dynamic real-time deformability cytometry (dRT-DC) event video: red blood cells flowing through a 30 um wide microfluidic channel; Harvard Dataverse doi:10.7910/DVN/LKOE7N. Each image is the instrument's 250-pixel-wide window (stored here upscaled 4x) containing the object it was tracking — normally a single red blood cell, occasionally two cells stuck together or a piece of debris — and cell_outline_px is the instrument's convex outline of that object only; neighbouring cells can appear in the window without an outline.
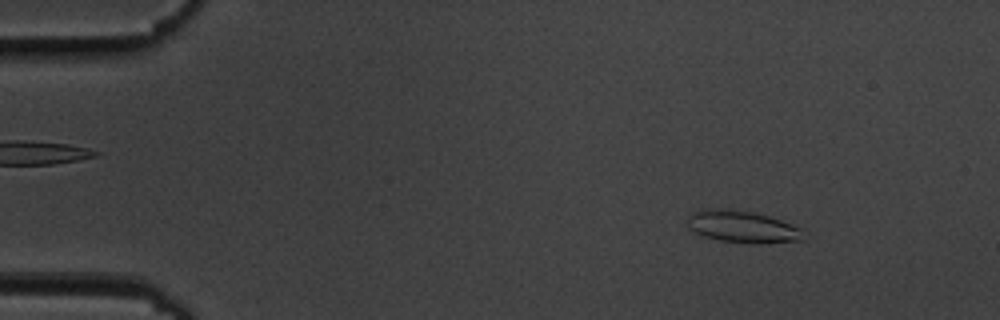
{"species": "common noctule bat (a hibernating species)", "species_latin": "Nyctalus noctula", "temperature_condition": "cold", "stored_images_in_passage": 55, "camera_frame_rate_fps": 3000, "um_per_image_px": 0.085, "animal": {"sex": "male", "body_mass_g": 19.5, "forearm_length_mm": 54.6}, "frame": {"image": 1, "passage_image": 6, "time_ms": 1.667, "image_size_px": [1000, 320], "cell_outline_px": [[804, 240], [760, 244], [720, 240], [704, 236], [688, 228], [688, 216], [696, 212], [708, 208], [720, 208], [752, 212], [768, 216], [780, 220], [800, 228]], "centroid_in_image_um": [63.1, 19.28], "position_along_channel_um": 21.9, "area_um2": 21.27}}
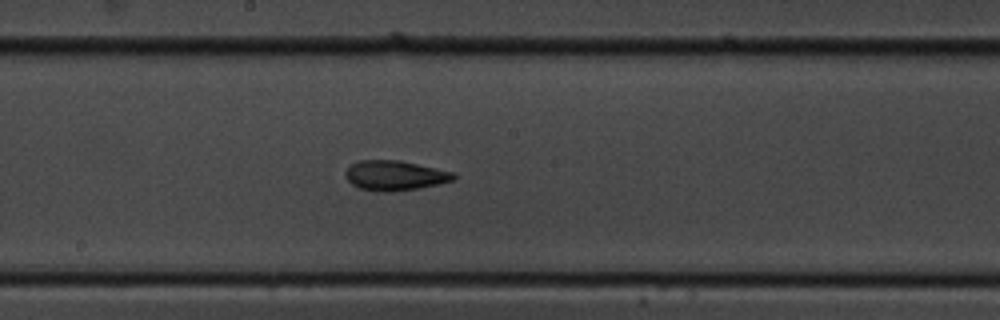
{"frame": {"image": 2, "passage_image": 29, "time_ms": 9.333, "image_size_px": [1000, 320], "cell_outline_px": [[456, 180], [420, 188], [392, 192], [380, 192], [360, 188], [352, 184], [344, 176], [344, 172], [352, 164], [360, 160], [400, 160], [436, 168], [452, 172], [456, 176]], "centroid_in_image_um": [33.56, 14.92], "position_along_channel_um": 214.6, "area_um2": 18.9}}
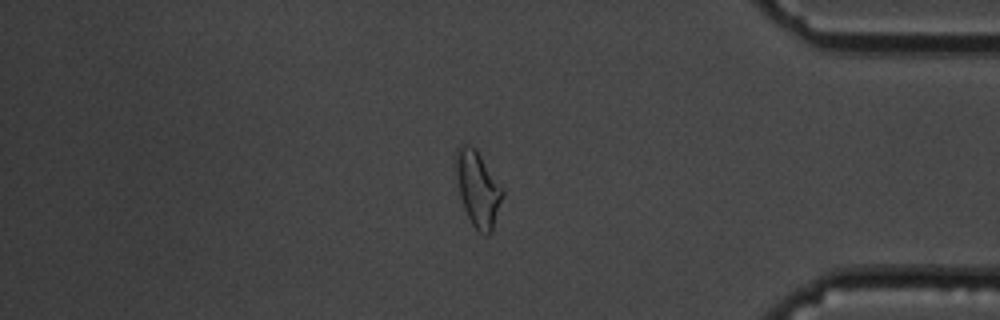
{"frame": {"image": 3, "passage_image": 46, "time_ms": 15.0, "image_size_px": [1000, 320], "cell_outline_px": [[504, 196], [492, 232], [484, 236], [472, 224], [464, 208], [460, 196], [456, 172], [456, 148], [460, 144], [472, 144], [476, 148], [504, 192]], "centroid_in_image_um": [40.62, 16.04], "position_along_channel_um": 394.6, "area_um2": 20.35}}